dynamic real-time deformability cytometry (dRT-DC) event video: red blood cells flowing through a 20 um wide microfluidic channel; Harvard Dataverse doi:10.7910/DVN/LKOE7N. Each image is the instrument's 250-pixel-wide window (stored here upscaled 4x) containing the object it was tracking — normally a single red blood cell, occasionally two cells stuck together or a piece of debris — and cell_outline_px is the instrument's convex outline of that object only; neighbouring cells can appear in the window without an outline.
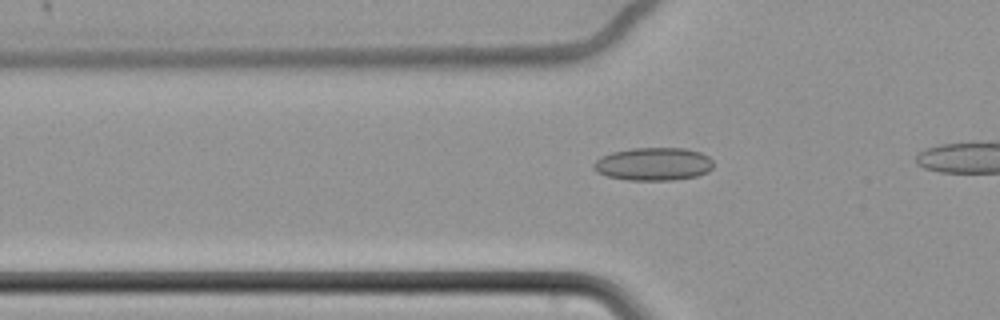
{"species": "common noctule bat (a hibernating species)", "species_latin": "Nyctalus noctula", "temperature_condition": "cold", "stored_images_in_passage": 23, "camera_frame_rate_fps": 3000, "um_per_image_px": 0.085, "animal": {"sex": "female", "body_mass_g": 22.7, "forearm_length_mm": 54.2}, "frame": {"image": 1, "passage_image": 5, "time_ms": 1.333, "image_size_px": [1000, 320], "cell_outline_px": [[712, 168], [708, 172], [696, 176], [672, 180], [628, 180], [608, 176], [596, 172], [592, 168], [592, 164], [600, 156], [612, 152], [632, 148], [684, 148], [700, 152], [708, 156], [712, 160]], "centroid_in_image_um": [55.52, 13.94], "position_along_channel_um": 70.3, "area_um2": 23.12}}
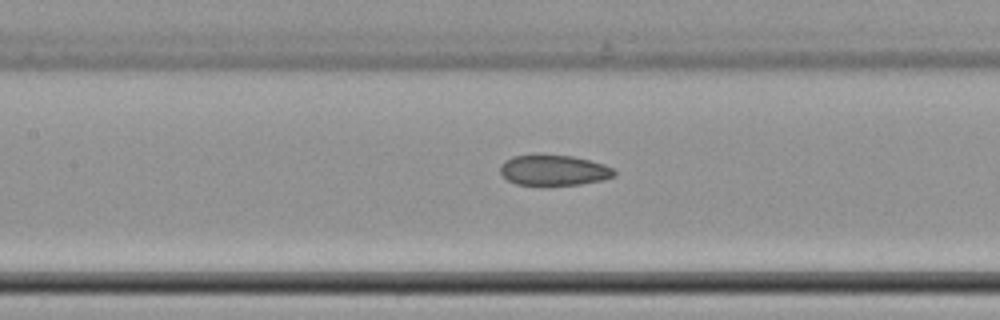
{"frame": {"image": 2, "passage_image": 13, "time_ms": 4.0, "image_size_px": [1000, 320], "cell_outline_px": [[616, 176], [604, 180], [580, 184], [516, 184], [508, 180], [500, 172], [500, 164], [504, 160], [512, 156], [536, 152], [572, 156], [604, 164], [612, 168], [616, 172]], "centroid_in_image_um": [47.04, 14.42], "position_along_channel_um": 160.4, "area_um2": 20.69}}
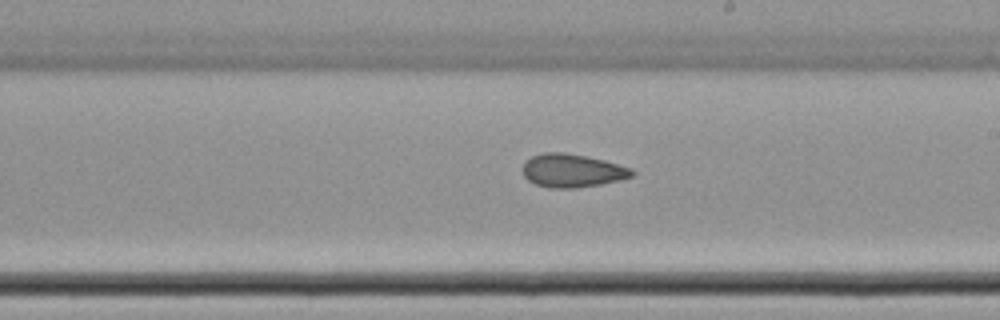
{"frame": {"image": 3, "passage_image": 20, "time_ms": 6.333, "image_size_px": [1000, 320], "cell_outline_px": [[636, 172], [632, 176], [620, 180], [600, 184], [576, 188], [548, 188], [536, 184], [528, 180], [524, 176], [524, 164], [532, 156], [544, 152], [564, 152], [604, 160], [632, 168]], "centroid_in_image_um": [48.66, 14.51], "position_along_channel_um": 240.3, "area_um2": 21.1}}